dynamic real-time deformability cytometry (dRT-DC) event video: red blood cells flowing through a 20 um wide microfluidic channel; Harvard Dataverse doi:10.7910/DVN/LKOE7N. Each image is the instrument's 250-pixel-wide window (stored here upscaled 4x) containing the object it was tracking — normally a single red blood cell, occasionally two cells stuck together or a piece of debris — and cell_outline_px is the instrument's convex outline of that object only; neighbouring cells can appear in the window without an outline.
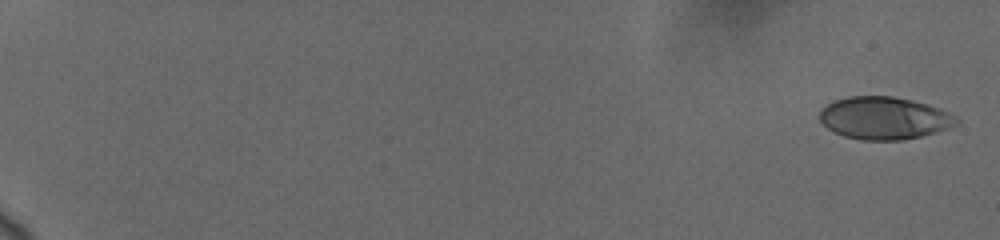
{"species": "human", "species_latin": "Homo sapiens", "temperature_condition": "cold", "stored_images_in_passage": 44, "camera_frame_rate_fps": 3000, "um_per_image_px": 0.085, "donor": {"sex": "female"}, "frame": {"image": 1, "passage_image": 1, "time_ms": 0.0, "image_size_px": [1000, 240], "cell_outline_px": [[960, 120], [956, 124], [948, 128], [936, 132], [920, 136], [900, 140], [860, 140], [844, 136], [828, 128], [820, 120], [820, 108], [836, 100], [848, 96], [892, 96], [912, 100], [928, 104], [940, 108], [956, 116]], "centroid_in_image_um": [75.17, 10.03], "position_along_channel_um": 9.8, "area_um2": 33.81}}
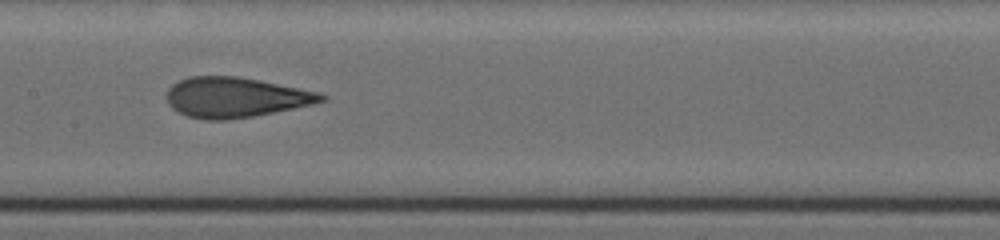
{"frame": {"image": 2, "passage_image": 17, "time_ms": 10.667, "image_size_px": [1000, 240], "cell_outline_px": [[328, 100], [316, 104], [252, 116], [228, 120], [208, 120], [188, 116], [172, 108], [168, 104], [168, 88], [172, 84], [188, 76], [236, 76], [260, 80], [320, 92], [328, 96]], "centroid_in_image_um": [20.06, 8.27], "position_along_channel_um": 187.3, "area_um2": 36.24}}
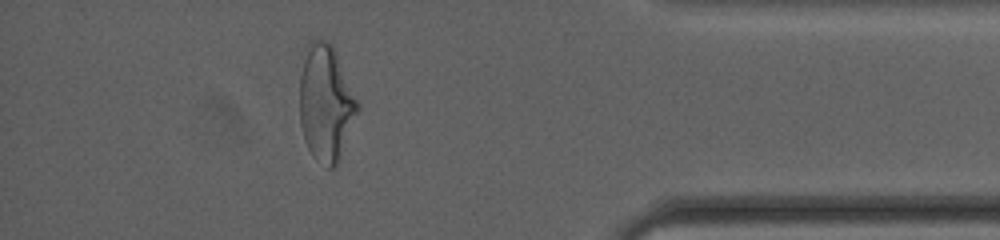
{"frame": {"image": 3, "passage_image": 38, "time_ms": 17.333, "image_size_px": [1000, 240], "cell_outline_px": [[360, 108], [340, 160], [332, 168], [328, 168], [312, 156], [304, 140], [300, 124], [300, 76], [304, 48], [312, 40], [324, 40], [332, 44], [336, 52], [360, 104]], "centroid_in_image_um": [27.7, 8.77], "position_along_channel_um": 407.5, "area_um2": 39.65}, "authors_computed_cell_mechanics": {"area_um2": 35.9227, "velocity_mm_per_s": 3.6875, "shape_relaxation_time_tau1_ms": 6.2944, "shape_relaxation_time_tau2_ms": 0.8958, "deformation_change_tau1": 0.1932, "deformation_change_tau2": 0.0793}}